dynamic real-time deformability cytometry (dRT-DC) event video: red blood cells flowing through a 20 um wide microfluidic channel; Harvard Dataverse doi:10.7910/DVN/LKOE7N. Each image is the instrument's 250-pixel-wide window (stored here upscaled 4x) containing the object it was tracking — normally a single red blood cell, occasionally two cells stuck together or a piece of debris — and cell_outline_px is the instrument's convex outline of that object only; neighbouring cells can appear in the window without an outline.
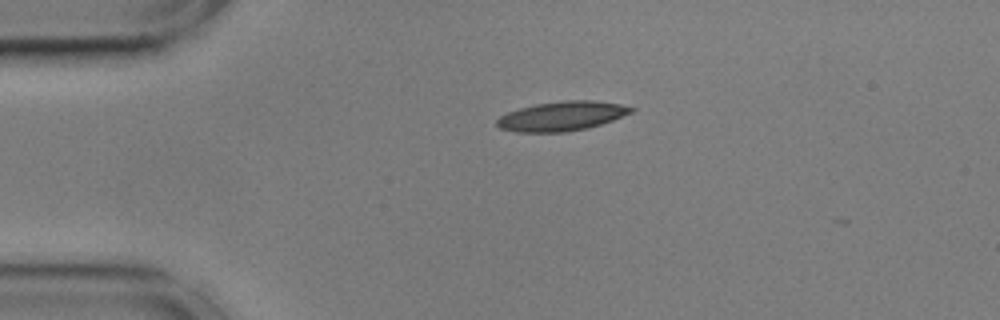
{"species": "common noctule bat (a hibernating species)", "species_latin": "Nyctalus noctula", "temperature_condition": "cold", "stored_images_in_passage": 4, "camera_frame_rate_fps": 3000, "um_per_image_px": 0.085, "animal": {"sex": "male", "body_mass_g": 17.9, "forearm_length_mm": 54.2}, "frame": {"image": 1, "passage_image": 1, "time_ms": 0.0, "image_size_px": [1000, 320], "cell_outline_px": [[636, 108], [632, 112], [612, 120], [588, 128], [568, 132], [516, 132], [500, 128], [496, 124], [496, 120], [500, 116], [508, 112], [520, 108], [536, 104], [564, 100], [592, 100], [620, 104]], "centroid_in_image_um": [47.75, 9.87], "position_along_channel_um": 37.3, "area_um2": 22.95}}